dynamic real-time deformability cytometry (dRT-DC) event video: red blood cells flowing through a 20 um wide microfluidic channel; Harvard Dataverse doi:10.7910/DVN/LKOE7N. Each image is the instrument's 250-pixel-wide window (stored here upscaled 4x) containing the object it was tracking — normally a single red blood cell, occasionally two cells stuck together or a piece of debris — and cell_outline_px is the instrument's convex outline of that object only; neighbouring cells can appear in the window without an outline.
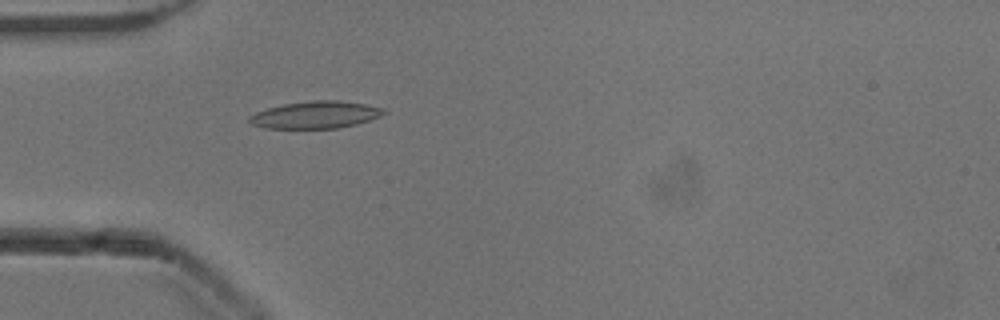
{"species": "common noctule bat (a hibernating species)", "species_latin": "Nyctalus noctula", "temperature_condition": "cold", "stored_images_in_passage": 19, "camera_frame_rate_fps": 3000, "um_per_image_px": 0.085, "animal": {"sex": "male", "body_mass_g": 13.3}, "frame": {"image": 1, "passage_image": 16, "time_ms": 5.0, "image_size_px": [1000, 320], "cell_outline_px": [[388, 112], [380, 116], [356, 124], [336, 128], [264, 128], [252, 124], [248, 120], [248, 116], [256, 112], [268, 108], [284, 104], [312, 100], [340, 100], [364, 104], [384, 108]], "centroid_in_image_um": [26.82, 9.75], "position_along_channel_um": 58.2, "area_um2": 21.21}}